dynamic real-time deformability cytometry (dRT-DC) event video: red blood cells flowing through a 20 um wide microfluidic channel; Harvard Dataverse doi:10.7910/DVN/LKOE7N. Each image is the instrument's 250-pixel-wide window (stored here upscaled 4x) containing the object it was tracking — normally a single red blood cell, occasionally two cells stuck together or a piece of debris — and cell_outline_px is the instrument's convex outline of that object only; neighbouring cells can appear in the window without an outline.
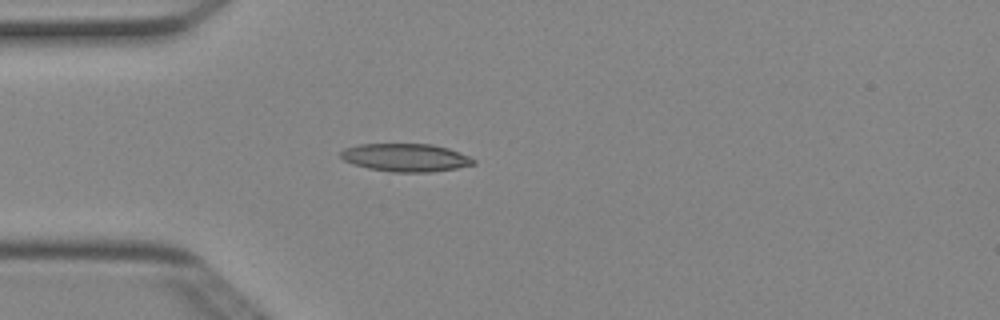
{"species": "Egyptian fruit bat (a non-hibernating species)", "species_latin": "Rousettus aegyptiacus", "temperature_condition": "cold", "stored_images_in_passage": 4, "camera_frame_rate_fps": 3000, "um_per_image_px": 0.085, "animal": {"sex": "female"}, "frame": {"image": 1, "passage_image": 4, "time_ms": 1.0, "image_size_px": [1000, 320], "cell_outline_px": [[476, 164], [456, 168], [432, 172], [392, 172], [368, 168], [352, 164], [344, 160], [340, 156], [340, 152], [344, 148], [360, 144], [432, 144], [448, 148], [468, 156], [476, 160]], "centroid_in_image_um": [34.47, 13.39], "position_along_channel_um": 50.5, "area_um2": 21.68}}